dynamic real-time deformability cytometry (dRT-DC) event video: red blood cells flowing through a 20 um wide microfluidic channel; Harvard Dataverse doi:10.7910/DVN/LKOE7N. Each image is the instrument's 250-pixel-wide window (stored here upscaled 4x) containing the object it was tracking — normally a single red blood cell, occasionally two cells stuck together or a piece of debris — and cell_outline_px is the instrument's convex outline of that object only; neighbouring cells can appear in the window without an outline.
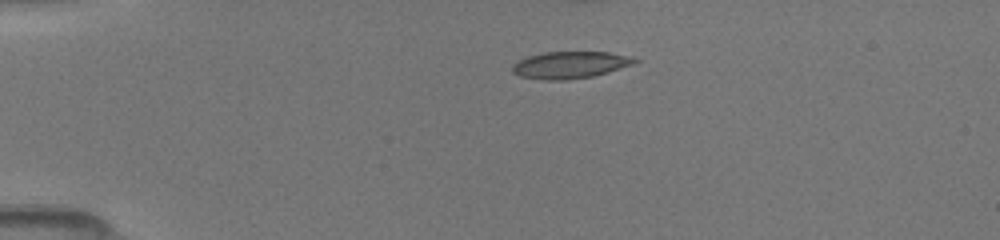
{"species": "common noctule bat (a hibernating species)", "species_latin": "Nyctalus noctula", "temperature_condition": "room temperature", "stored_images_in_passage": 15, "camera_frame_rate_fps": 3000, "um_per_image_px": 0.085, "animal": {"sex": "female", "body_mass_g": 19.5, "forearm_length_mm": 54.1}, "frame": {"image": 1, "passage_image": 1, "time_ms": 0.0, "image_size_px": [1000, 240], "cell_outline_px": [[640, 60], [632, 64], [608, 72], [592, 76], [568, 80], [544, 80], [520, 76], [512, 72], [512, 64], [516, 60], [528, 56], [544, 52], [608, 52], [628, 56]], "centroid_in_image_um": [48.4, 5.52], "position_along_channel_um": 36.6, "area_um2": 19.19}}
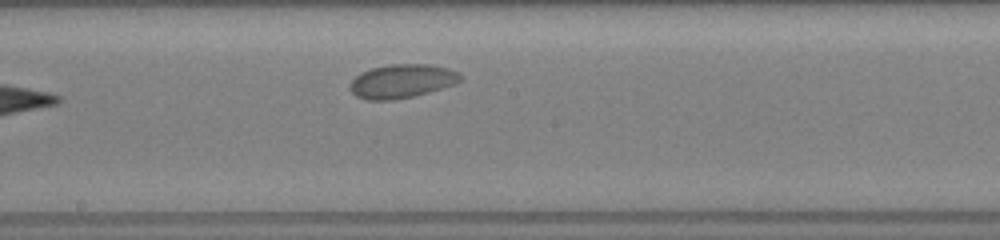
{"frame": {"image": 2, "passage_image": 15, "time_ms": 6.333, "image_size_px": [1000, 240], "cell_outline_px": [[464, 80], [456, 84], [428, 92], [412, 96], [392, 100], [368, 100], [356, 96], [348, 88], [348, 84], [360, 72], [372, 68], [388, 64], [428, 64], [448, 68], [460, 72], [464, 76]], "centroid_in_image_um": [34.19, 6.89], "position_along_channel_um": 214.0, "area_um2": 22.02}}